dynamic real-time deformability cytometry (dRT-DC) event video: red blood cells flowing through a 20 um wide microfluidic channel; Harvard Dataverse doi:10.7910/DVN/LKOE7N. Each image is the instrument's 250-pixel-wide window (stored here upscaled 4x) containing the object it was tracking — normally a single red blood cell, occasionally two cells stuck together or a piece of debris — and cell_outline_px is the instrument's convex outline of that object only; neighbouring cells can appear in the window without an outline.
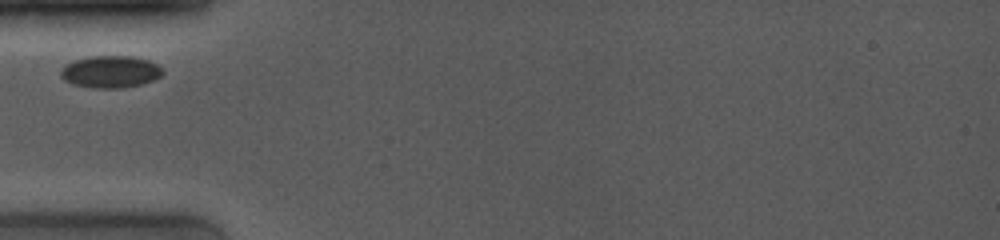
{"species": "common noctule bat (a hibernating species)", "species_latin": "Nyctalus noctula", "temperature_condition": "room temperature", "stored_images_in_passage": 2, "camera_frame_rate_fps": 4000, "um_per_image_px": 0.085, "animal": {"sex": "female", "body_mass_g": 19.0, "forearm_length_mm": 53.3}, "frame": {"image": 1, "passage_image": 1, "time_ms": 0.0, "image_size_px": [1000, 240], "cell_outline_px": [[164, 72], [160, 76], [152, 80], [140, 84], [120, 88], [92, 88], [72, 84], [64, 80], [60, 76], [60, 72], [68, 64], [76, 60], [92, 56], [132, 56], [148, 60], [156, 64]], "centroid_in_image_um": [9.38, 6.1], "position_along_channel_um": 75.6, "area_um2": 18.79}}